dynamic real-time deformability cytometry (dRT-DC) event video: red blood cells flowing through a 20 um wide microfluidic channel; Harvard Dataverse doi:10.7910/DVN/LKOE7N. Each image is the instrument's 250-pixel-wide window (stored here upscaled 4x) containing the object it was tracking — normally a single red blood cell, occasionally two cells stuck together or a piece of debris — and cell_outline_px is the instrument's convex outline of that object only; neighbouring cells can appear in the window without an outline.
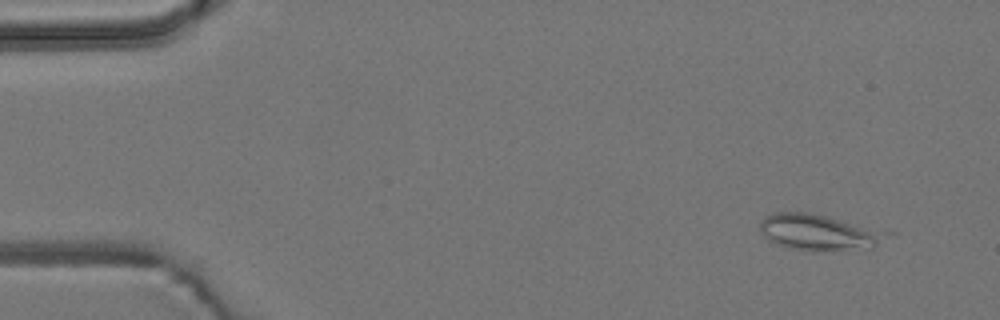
{"species": "common noctule bat (a hibernating species)", "species_latin": "Nyctalus noctula", "temperature_condition": "room temperature", "stored_images_in_passage": 8, "camera_frame_rate_fps": 3000, "um_per_image_px": 0.085, "animal": {"sex": "male", "body_mass_g": 19.2, "forearm_length_mm": 51.8}, "frame": {"image": 1, "passage_image": 2, "time_ms": 1.333, "image_size_px": [1000, 320], "cell_outline_px": [[896, 232], [872, 248], [796, 248], [776, 244], [768, 240], [760, 232], [760, 220], [764, 216], [776, 212], [808, 212]], "centroid_in_image_um": [69.63, 19.69], "position_along_channel_um": 15.4, "area_um2": 25.95}}